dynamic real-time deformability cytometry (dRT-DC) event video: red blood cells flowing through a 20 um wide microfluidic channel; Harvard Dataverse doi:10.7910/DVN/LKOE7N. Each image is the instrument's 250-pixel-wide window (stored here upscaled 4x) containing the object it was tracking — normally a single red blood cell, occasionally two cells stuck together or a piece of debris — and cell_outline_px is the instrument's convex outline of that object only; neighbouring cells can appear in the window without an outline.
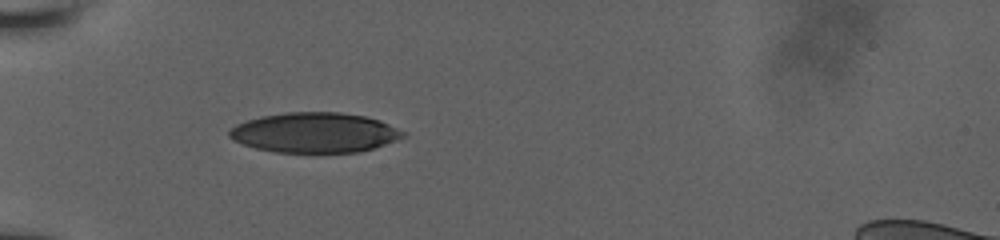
{"species": "human", "species_latin": "Homo sapiens", "temperature_condition": "room temperature", "stored_images_in_passage": 8, "camera_frame_rate_fps": 3000, "um_per_image_px": 0.085, "donor": {"sex": "male"}, "frame": {"image": 1, "passage_image": 1, "time_ms": 0.0, "image_size_px": [1000, 240], "cell_outline_px": [[408, 132], [404, 136], [396, 140], [372, 148], [356, 152], [276, 152], [256, 148], [232, 140], [228, 136], [228, 132], [236, 124], [260, 116], [284, 112], [340, 112], [364, 116], [380, 120]], "centroid_in_image_um": [26.74, 11.26], "position_along_channel_um": 58.3, "area_um2": 40.46}}